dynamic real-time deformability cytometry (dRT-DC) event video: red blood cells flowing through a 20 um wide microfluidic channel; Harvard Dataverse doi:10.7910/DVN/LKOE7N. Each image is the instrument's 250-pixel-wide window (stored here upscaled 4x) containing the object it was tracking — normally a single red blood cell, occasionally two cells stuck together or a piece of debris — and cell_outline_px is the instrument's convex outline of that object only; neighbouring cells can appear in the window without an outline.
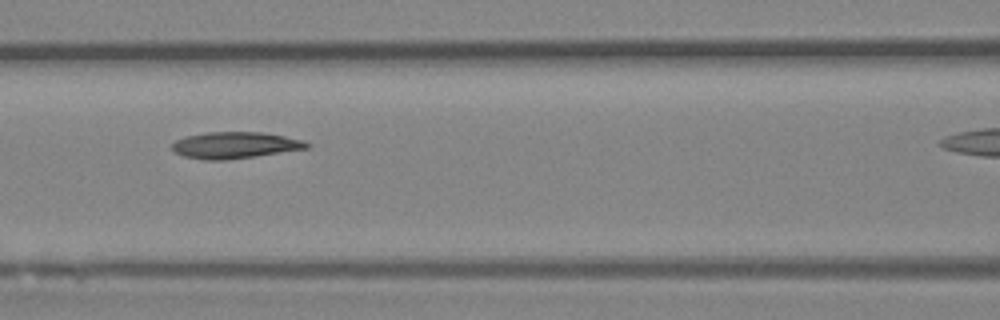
{"species": "Egyptian fruit bat (a non-hibernating species)", "species_latin": "Rousettus aegyptiacus", "temperature_condition": "room temperature", "stored_images_in_passage": 6, "camera_frame_rate_fps": 3000, "um_per_image_px": 0.085, "animal": {"sex": "female"}, "frame": {"image": 1, "passage_image": 5, "time_ms": 1.333, "image_size_px": [1000, 320], "cell_outline_px": [[312, 144], [308, 148], [256, 156], [224, 160], [204, 160], [184, 156], [176, 152], [172, 148], [172, 144], [176, 140], [184, 136], [204, 132], [260, 132], [284, 136], [304, 140]], "centroid_in_image_um": [19.97, 12.33], "position_along_channel_um": 146.6, "area_um2": 20.81}}